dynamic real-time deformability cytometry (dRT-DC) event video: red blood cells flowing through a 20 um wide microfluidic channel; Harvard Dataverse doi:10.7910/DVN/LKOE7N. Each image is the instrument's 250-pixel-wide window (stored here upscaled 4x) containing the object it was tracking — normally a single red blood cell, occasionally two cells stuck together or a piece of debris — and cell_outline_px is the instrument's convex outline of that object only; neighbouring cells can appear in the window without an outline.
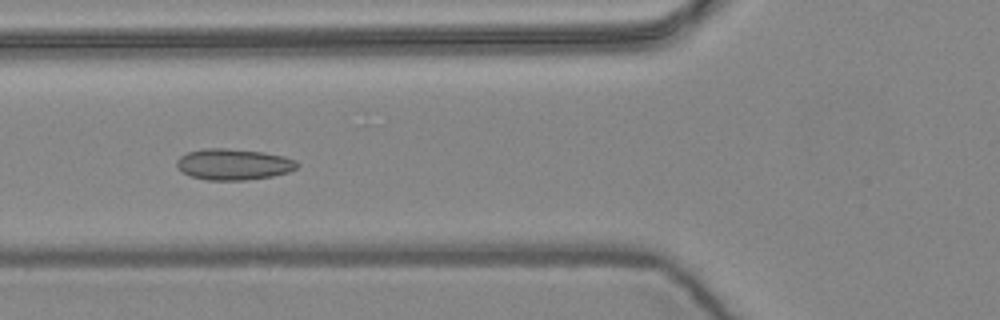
{"species": "common noctule bat (a hibernating species)", "species_latin": "Nyctalus noctula", "temperature_condition": "warm", "stored_images_in_passage": 5, "camera_frame_rate_fps": 3000, "um_per_image_px": 0.085, "animal": {"sex": "female", "body_mass_g": 24.6, "forearm_length_mm": 56.2}, "frame": {"image": 1, "passage_image": 5, "time_ms": 1.333, "image_size_px": [1000, 320], "cell_outline_px": [[300, 164], [296, 168], [288, 172], [272, 176], [244, 180], [208, 180], [192, 176], [184, 172], [176, 164], [176, 160], [180, 156], [188, 152], [208, 148], [224, 148], [264, 152], [284, 156], [296, 160]], "centroid_in_image_um": [19.88, 13.96], "position_along_channel_um": 105.9, "area_um2": 21.68}}